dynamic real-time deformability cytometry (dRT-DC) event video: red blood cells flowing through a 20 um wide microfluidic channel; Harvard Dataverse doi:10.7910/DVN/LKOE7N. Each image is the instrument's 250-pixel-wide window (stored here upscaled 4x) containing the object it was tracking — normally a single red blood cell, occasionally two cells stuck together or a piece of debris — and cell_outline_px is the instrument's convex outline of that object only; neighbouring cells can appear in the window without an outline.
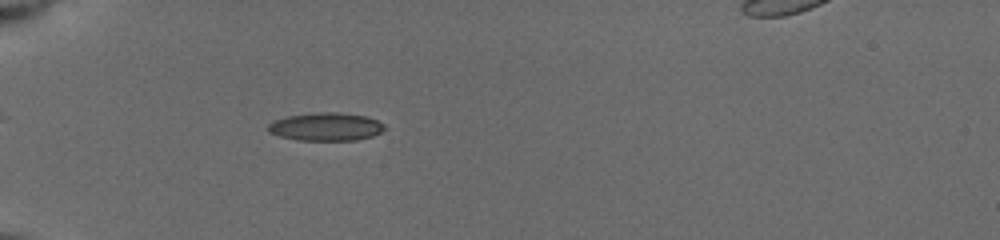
{"species": "common noctule bat (a hibernating species)", "species_latin": "Nyctalus noctula", "temperature_condition": "cold", "stored_images_in_passage": 92, "camera_frame_rate_fps": 3000, "um_per_image_px": 0.085, "animal": {"sex": "female", "body_mass_g": 19.5, "forearm_length_mm": 54.1}, "frame": {"image": 1, "passage_image": 36, "time_ms": 5.667, "image_size_px": [1000, 240], "cell_outline_px": [[388, 128], [372, 136], [356, 140], [296, 140], [280, 136], [268, 132], [268, 124], [272, 120], [288, 116], [316, 112], [336, 112], [368, 116], [384, 124]], "centroid_in_image_um": [27.7, 10.76], "position_along_channel_um": 57.3, "area_um2": 19.19}}
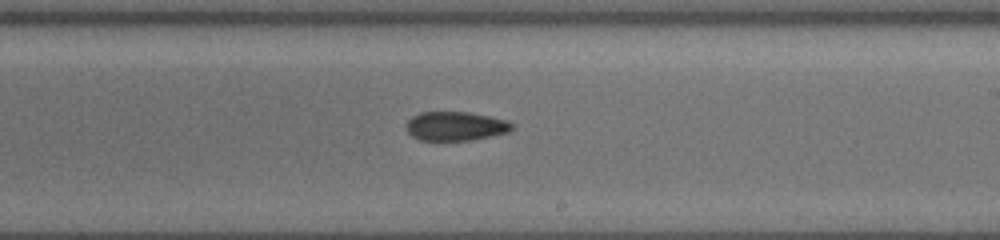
{"frame": {"image": 2, "passage_image": 57, "time_ms": 11.0, "image_size_px": [1000, 240], "cell_outline_px": [[516, 128], [508, 132], [492, 136], [472, 140], [420, 140], [412, 136], [408, 132], [404, 124], [412, 116], [420, 112], [468, 112], [508, 120], [516, 124]], "centroid_in_image_um": [38.75, 10.72], "position_along_channel_um": 250.2, "area_um2": 18.15}}
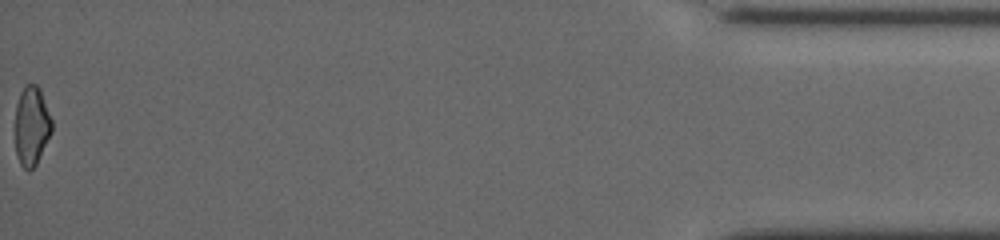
{"frame": {"image": 3, "passage_image": 91, "time_ms": 17.667, "image_size_px": [1000, 240], "cell_outline_px": [[52, 132], [36, 164], [28, 172], [20, 164], [16, 152], [16, 104], [20, 92], [24, 84], [36, 84], [40, 88], [52, 120]], "centroid_in_image_um": [2.69, 10.68], "position_along_channel_um": 432.5, "area_um2": 16.94}, "authors_computed_cell_mechanics": {"area_um2": 18.1492, "velocity_mm_per_s": 3.9437, "shape_relaxation_time_tau1_ms": null, "shape_relaxation_time_tau2_ms": 3.6288, "deformation_change_tau1": null, "deformation_change_tau2": 0.094}}